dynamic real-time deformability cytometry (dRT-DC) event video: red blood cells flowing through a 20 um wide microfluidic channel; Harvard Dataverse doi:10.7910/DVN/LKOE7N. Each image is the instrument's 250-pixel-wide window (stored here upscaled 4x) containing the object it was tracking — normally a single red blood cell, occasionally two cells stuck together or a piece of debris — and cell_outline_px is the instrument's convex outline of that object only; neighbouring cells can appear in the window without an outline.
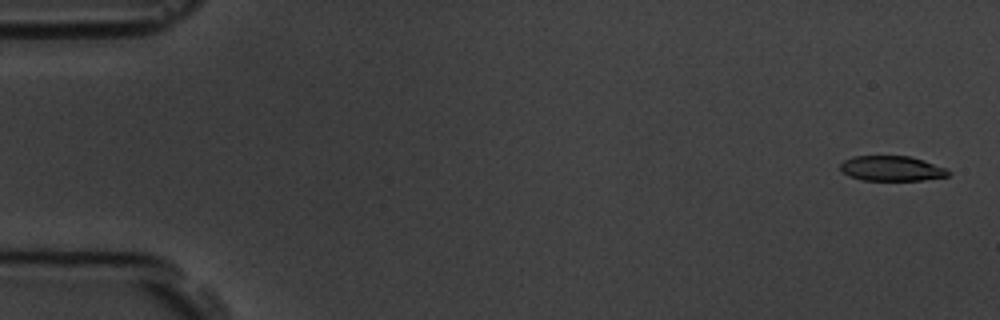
{"species": "common noctule bat (a hibernating species)", "species_latin": "Nyctalus noctula", "temperature_condition": "room temperature", "stored_images_in_passage": 8, "camera_frame_rate_fps": 3000, "um_per_image_px": 0.085, "animal": {"sex": "male", "body_mass_g": 19.5, "forearm_length_mm": 54.6}, "frame": {"image": 1, "passage_image": 1, "time_ms": 0.0, "image_size_px": [1000, 320], "cell_outline_px": [[952, 172], [948, 176], [924, 180], [860, 180], [848, 176], [840, 172], [840, 164], [844, 160], [852, 156], [908, 156], [924, 160], [944, 168]], "centroid_in_image_um": [75.75, 14.32], "position_along_channel_um": 9.3, "area_um2": 15.9}}
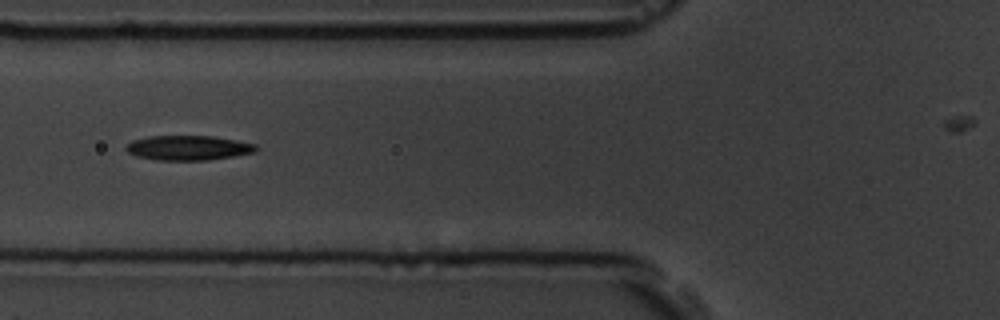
{"frame": {"image": 2, "passage_image": 6, "time_ms": 6.333, "image_size_px": [1000, 320], "cell_outline_px": [[260, 148], [256, 152], [208, 160], [156, 160], [136, 156], [128, 152], [124, 148], [132, 140], [148, 136], [212, 136], [236, 140], [256, 144]], "centroid_in_image_um": [16.01, 12.56], "position_along_channel_um": 109.8, "area_um2": 18.79}}
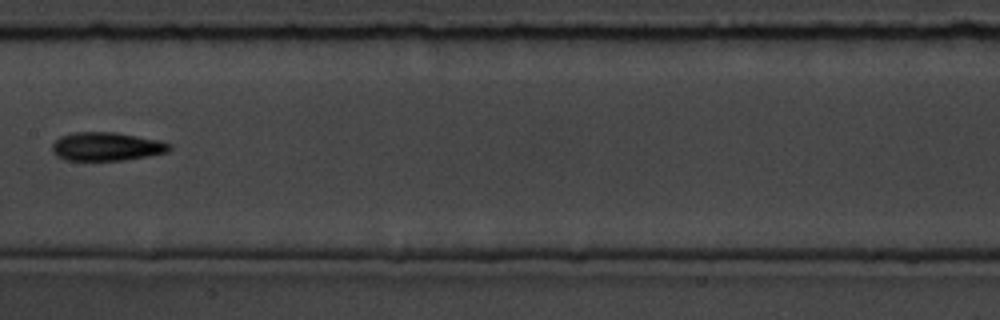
{"frame": {"image": 3, "passage_image": 8, "time_ms": 8.667, "image_size_px": [1000, 320], "cell_outline_px": [[172, 148], [168, 152], [148, 156], [124, 160], [64, 160], [56, 156], [52, 152], [52, 144], [60, 136], [72, 132], [116, 132], [160, 140], [172, 144]], "centroid_in_image_um": [9.06, 12.45], "position_along_channel_um": 198.3, "area_um2": 19.71}}